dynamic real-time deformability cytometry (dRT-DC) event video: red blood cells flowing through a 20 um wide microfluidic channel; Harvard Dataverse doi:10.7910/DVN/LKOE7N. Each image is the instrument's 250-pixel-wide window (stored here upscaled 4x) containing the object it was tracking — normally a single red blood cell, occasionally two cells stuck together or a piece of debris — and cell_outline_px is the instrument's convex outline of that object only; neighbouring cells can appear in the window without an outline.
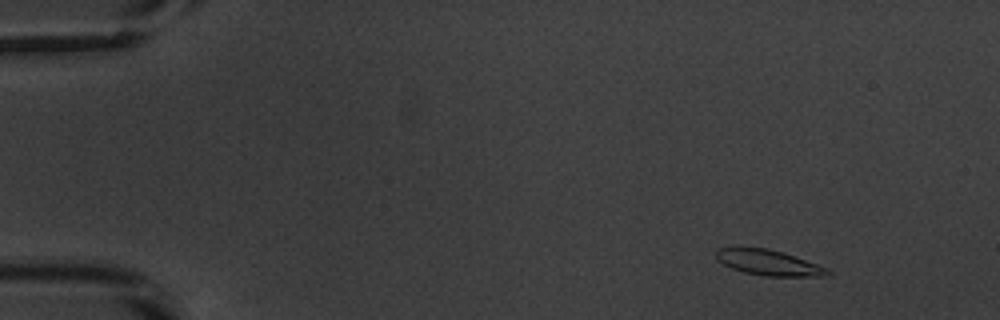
{"species": "common noctule bat (a hibernating species)", "species_latin": "Nyctalus noctula", "temperature_condition": "warm", "stored_images_in_passage": 52, "camera_frame_rate_fps": 3000, "um_per_image_px": 0.085, "animal": {"sex": "male", "body_mass_g": 20.1, "forearm_length_mm": 53.5}, "frame": {"image": 1, "passage_image": 5, "time_ms": 1.333, "image_size_px": [1000, 320], "cell_outline_px": [[832, 272], [824, 276], [764, 276], [744, 272], [732, 268], [716, 260], [716, 248], [768, 248], [784, 252], [828, 268]], "centroid_in_image_um": [65.34, 22.32], "position_along_channel_um": 19.7, "area_um2": 16.47}}
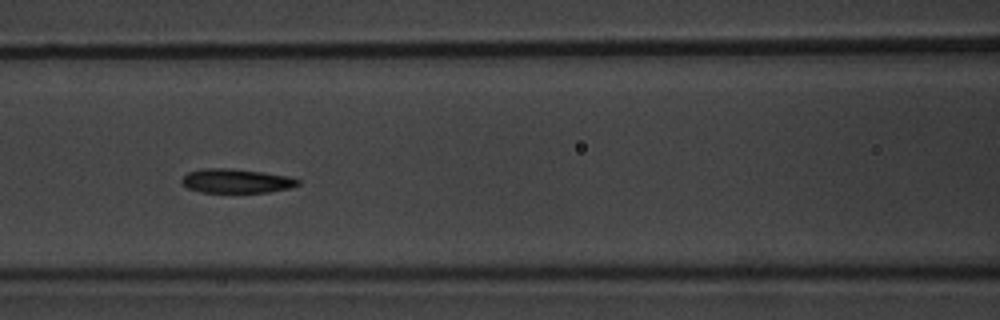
{"frame": {"image": 2, "passage_image": 23, "time_ms": 7.333, "image_size_px": [1000, 320], "cell_outline_px": [[300, 184], [292, 188], [268, 192], [200, 192], [188, 188], [180, 180], [188, 172], [204, 168], [232, 168], [264, 172], [292, 176], [300, 180]], "centroid_in_image_um": [20.14, 15.37], "position_along_channel_um": 146.5, "area_um2": 16.53}}
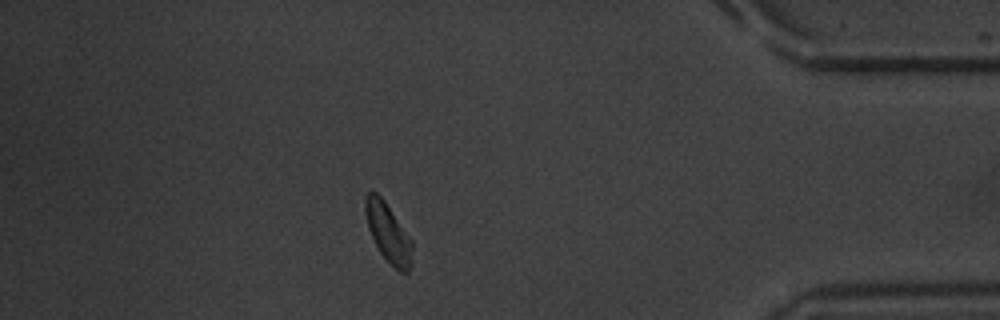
{"frame": {"image": 3, "passage_image": 46, "time_ms": 15.0, "image_size_px": [1000, 320], "cell_outline_px": [[412, 264], [408, 272], [400, 272], [380, 252], [368, 228], [364, 212], [364, 200], [368, 192], [376, 192], [384, 200], [412, 240]], "centroid_in_image_um": [32.99, 19.77], "position_along_channel_um": 402.2, "area_um2": 15.9}, "authors_computed_cell_mechanics": {"area_um2": 16.4152, "velocity_mm_per_s": 3.8091, "shape_relaxation_time_tau1_ms": 1.9839, "shape_relaxation_time_tau2_ms": 4.322, "deformation_change_tau1": 0.1175, "deformation_change_tau2": 0.1181}}